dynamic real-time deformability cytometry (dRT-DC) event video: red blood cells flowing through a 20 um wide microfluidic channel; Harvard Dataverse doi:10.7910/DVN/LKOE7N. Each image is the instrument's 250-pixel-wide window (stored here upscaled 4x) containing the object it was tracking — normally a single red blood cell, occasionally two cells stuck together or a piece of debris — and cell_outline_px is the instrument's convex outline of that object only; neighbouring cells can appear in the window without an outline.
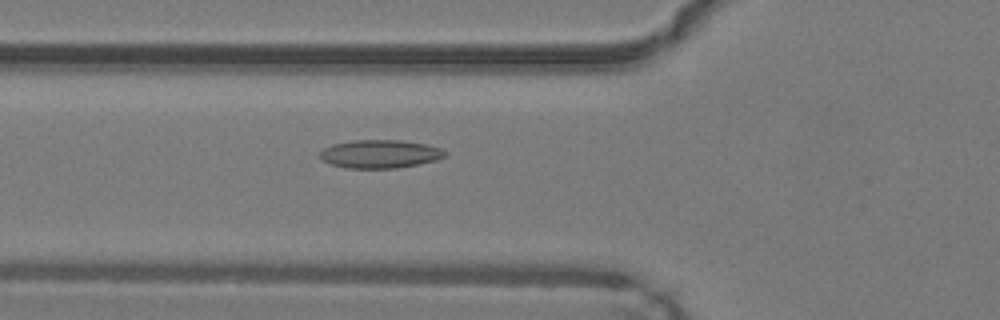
{"species": "common noctule bat (a hibernating species)", "species_latin": "Nyctalus noctula", "temperature_condition": "warm", "stored_images_in_passage": 32, "camera_frame_rate_fps": 3000, "um_per_image_px": 0.085, "animal": {"sex": "male", "body_mass_g": 19.2, "forearm_length_mm": 51.8}, "frame": {"image": 1, "passage_image": 12, "time_ms": 3.667, "image_size_px": [1000, 320], "cell_outline_px": [[448, 156], [436, 160], [396, 168], [344, 168], [332, 164], [324, 160], [320, 156], [320, 152], [324, 148], [332, 144], [352, 140], [400, 140], [428, 144], [440, 148]], "centroid_in_image_um": [32.3, 13.08], "position_along_channel_um": 93.5, "area_um2": 20.52}}
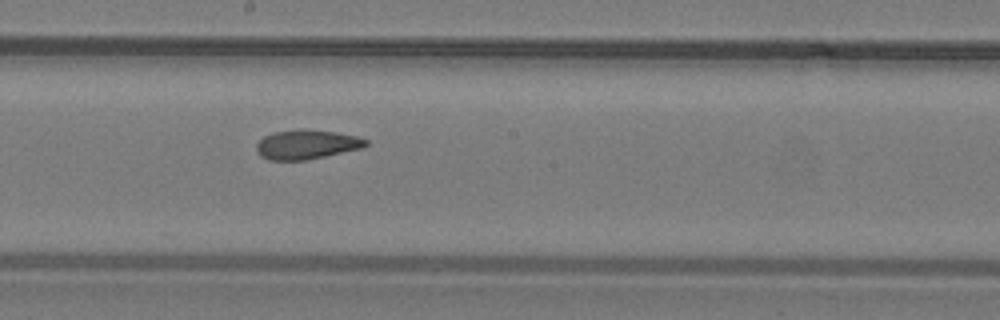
{"frame": {"image": 2, "passage_image": 21, "time_ms": 6.667, "image_size_px": [1000, 320], "cell_outline_px": [[368, 144], [360, 148], [308, 160], [268, 160], [260, 156], [256, 148], [256, 144], [264, 136], [272, 132], [300, 128], [336, 132], [356, 136], [368, 140]], "centroid_in_image_um": [26.03, 12.27], "position_along_channel_um": 222.2, "area_um2": 18.79}}
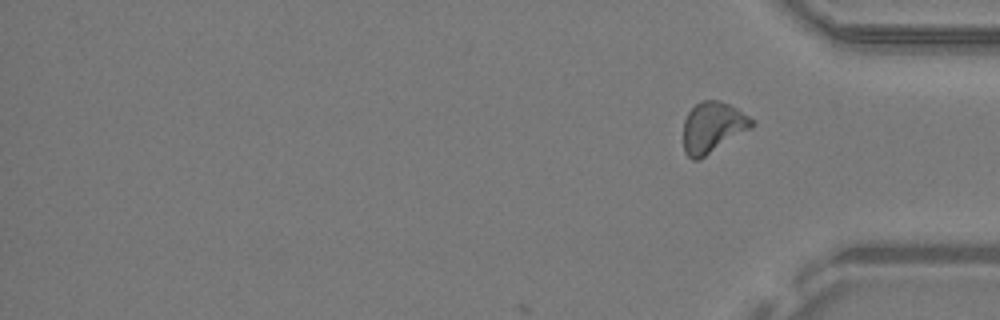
{"frame": {"image": 3, "passage_image": 32, "time_ms": 10.333, "image_size_px": [1000, 320], "cell_outline_px": [[756, 124], [752, 128], [700, 160], [692, 160], [684, 152], [684, 120], [688, 112], [696, 104], [704, 100], [720, 100], [736, 108], [748, 116]], "centroid_in_image_um": [60.58, 10.84], "position_along_channel_um": 374.6, "area_um2": 20.29}, "authors_computed_cell_mechanics": {"area_um2": 19.3341, "velocity_mm_per_s": 4.2684, "shape_relaxation_time_tau1_ms": 11.1073, "shape_relaxation_time_tau2_ms": 2.6905, "deformation_change_tau1": 0.2162, "deformation_change_tau2": 0.0948}}